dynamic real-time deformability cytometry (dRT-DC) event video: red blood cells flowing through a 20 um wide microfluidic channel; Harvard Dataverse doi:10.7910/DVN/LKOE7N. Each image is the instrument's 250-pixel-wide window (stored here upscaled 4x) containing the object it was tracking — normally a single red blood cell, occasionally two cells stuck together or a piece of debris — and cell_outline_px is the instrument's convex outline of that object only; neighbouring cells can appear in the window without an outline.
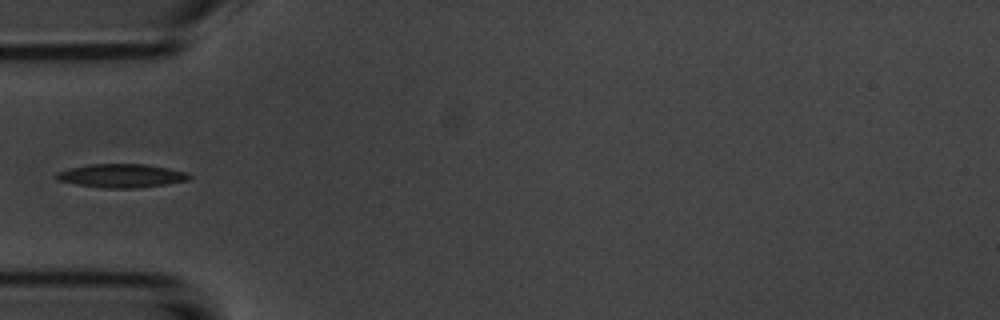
{"species": "common noctule bat (a hibernating species)", "species_latin": "Nyctalus noctula", "temperature_condition": "room temperature", "stored_images_in_passage": 6, "camera_frame_rate_fps": 3000, "um_per_image_px": 0.085, "animal": {"sex": "male", "body_mass_g": 20.1, "forearm_length_mm": 53.5}, "frame": {"image": 1, "passage_image": 5, "time_ms": 5.333, "image_size_px": [1000, 320], "cell_outline_px": [[192, 180], [168, 184], [140, 188], [104, 188], [76, 184], [56, 180], [52, 176], [56, 172], [68, 168], [88, 164], [148, 164], [188, 172], [192, 176]], "centroid_in_image_um": [10.33, 14.94], "position_along_channel_um": 74.7, "area_um2": 18.73}}